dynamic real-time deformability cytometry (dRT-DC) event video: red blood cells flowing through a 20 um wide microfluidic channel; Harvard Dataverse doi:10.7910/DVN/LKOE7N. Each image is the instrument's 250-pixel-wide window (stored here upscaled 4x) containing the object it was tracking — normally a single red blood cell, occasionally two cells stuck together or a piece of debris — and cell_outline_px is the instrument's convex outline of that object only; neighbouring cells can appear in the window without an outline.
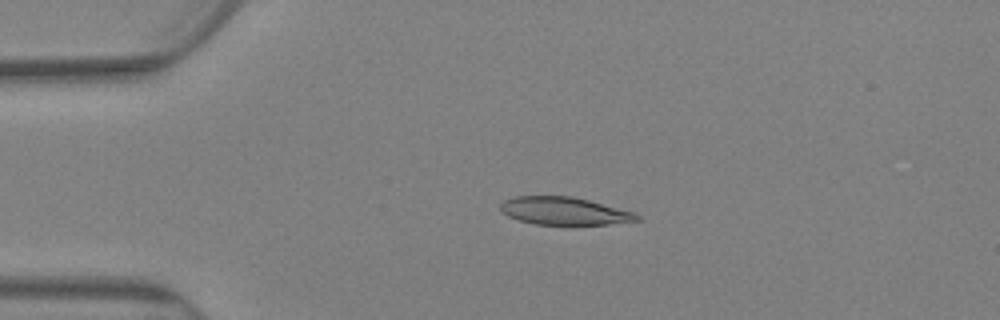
{"species": "Egyptian fruit bat (a non-hibernating species)", "species_latin": "Rousettus aegyptiacus", "temperature_condition": "warm", "stored_images_in_passage": 81, "camera_frame_rate_fps": 3000, "um_per_image_px": 0.085, "animal": {"sex": "female"}, "frame": {"image": 1, "passage_image": 17, "time_ms": 5.333, "image_size_px": [1000, 320], "cell_outline_px": [[640, 220], [608, 224], [572, 228], [536, 224], [520, 220], [508, 216], [500, 212], [500, 204], [504, 200], [516, 196], [572, 196], [636, 212], [640, 216]], "centroid_in_image_um": [47.99, 17.98], "position_along_channel_um": 37.0, "area_um2": 23.0}}
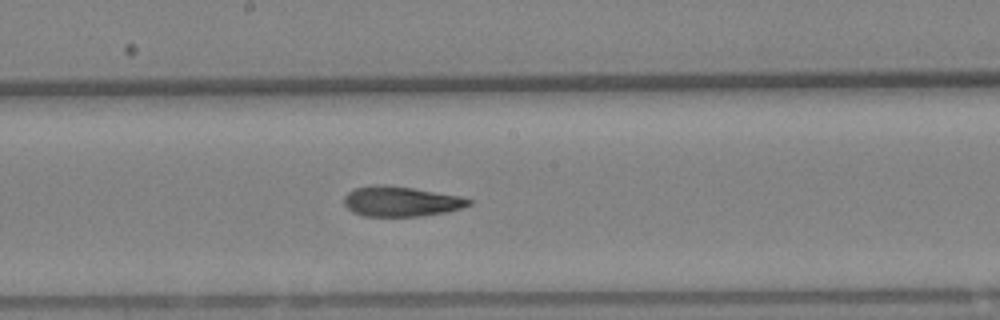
{"frame": {"image": 2, "passage_image": 43, "time_ms": 14.0, "image_size_px": [1000, 320], "cell_outline_px": [[472, 204], [448, 212], [420, 216], [364, 216], [352, 212], [344, 204], [344, 196], [348, 192], [356, 188], [372, 184], [384, 184], [412, 188], [460, 196], [472, 200]], "centroid_in_image_um": [34.06, 17.12], "position_along_channel_um": 214.1, "area_um2": 21.91}}
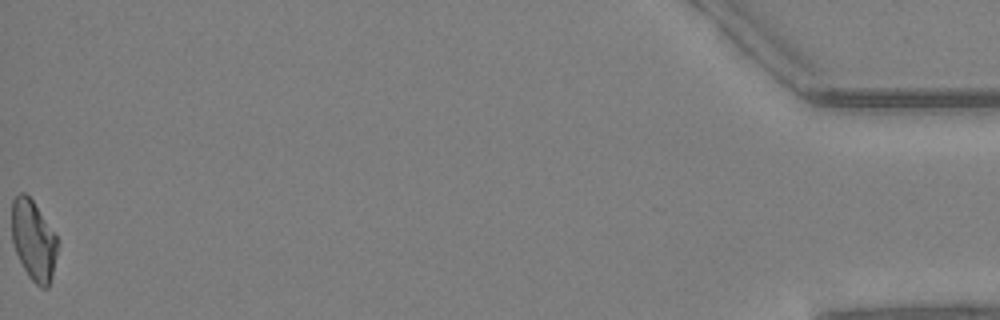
{"frame": {"image": 3, "passage_image": 81, "time_ms": 26.667, "image_size_px": [1000, 320], "cell_outline_px": [[60, 244], [52, 276], [48, 288], [40, 288], [28, 276], [16, 252], [12, 240], [12, 200], [20, 192], [24, 192], [32, 200], [56, 236]], "centroid_in_image_um": [2.87, 20.46], "position_along_channel_um": 432.3, "area_um2": 21.33}, "authors_computed_cell_mechanics": {"area_um2": 22.4264, "velocity_mm_per_s": 2.5035, "shape_relaxation_time_tau1_ms": null, "shape_relaxation_time_tau2_ms": 4.3924, "deformation_change_tau1": null, "deformation_change_tau2": 0.1095}}